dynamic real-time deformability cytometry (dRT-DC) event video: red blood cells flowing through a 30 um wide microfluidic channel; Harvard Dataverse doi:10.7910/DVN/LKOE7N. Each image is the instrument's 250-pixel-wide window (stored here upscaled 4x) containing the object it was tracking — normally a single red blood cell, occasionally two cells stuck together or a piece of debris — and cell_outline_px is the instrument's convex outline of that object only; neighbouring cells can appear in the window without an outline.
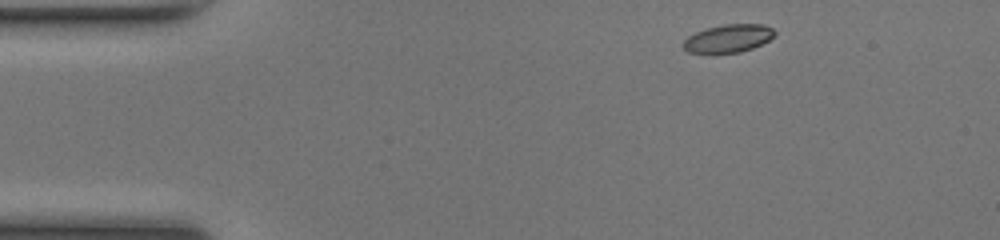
{"species": "common noctule bat (a hibernating species)", "species_latin": "Nyctalus noctula", "temperature_condition": "room temperature", "stored_images_in_passage": 44, "camera_frame_rate_fps": 3000, "um_per_image_px": 0.085, "animal": {"sex": "female", "body_mass_g": 17.0, "forearm_length_mm": 48.0}, "frame": {"image": 1, "passage_image": 1, "time_ms": 0.0, "image_size_px": [1000, 240], "cell_outline_px": [[776, 32], [768, 40], [752, 48], [740, 52], [688, 52], [684, 48], [684, 40], [688, 36], [704, 28], [724, 24], [764, 24], [772, 28]], "centroid_in_image_um": [61.91, 3.24], "position_along_channel_um": 23.1, "area_um2": 14.62}}
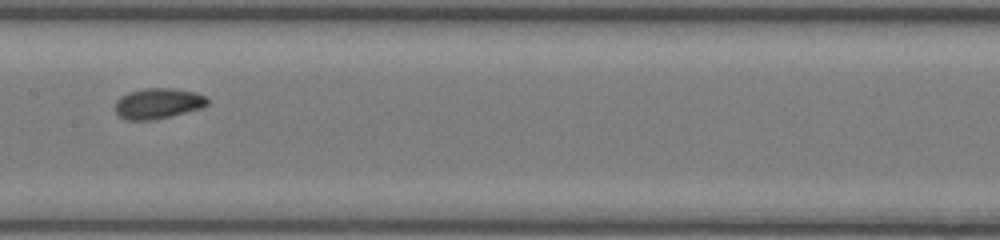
{"frame": {"image": 2, "passage_image": 19, "time_ms": 6.0, "image_size_px": [1000, 240], "cell_outline_px": [[208, 104], [200, 108], [156, 120], [124, 120], [116, 112], [116, 100], [120, 96], [128, 92], [144, 88], [172, 88], [196, 92], [204, 96], [208, 100]], "centroid_in_image_um": [13.4, 8.79], "position_along_channel_um": 194.0, "area_um2": 16.47}}
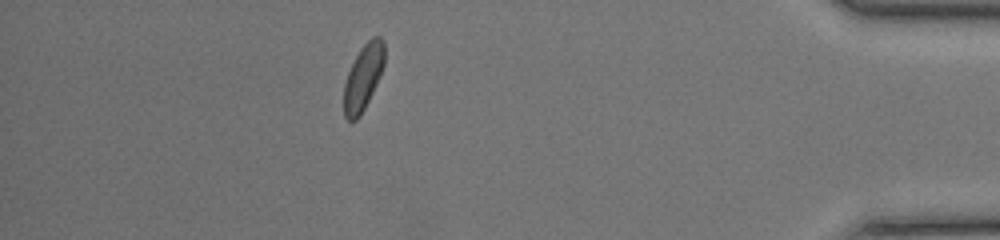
{"frame": {"image": 3, "passage_image": 38, "time_ms": 12.333, "image_size_px": [1000, 240], "cell_outline_px": [[384, 64], [372, 92], [360, 116], [356, 120], [348, 120], [344, 116], [344, 84], [348, 72], [360, 48], [372, 36], [380, 36], [384, 40]], "centroid_in_image_um": [30.87, 6.54], "position_along_channel_um": 404.3, "area_um2": 15.26}, "authors_computed_cell_mechanics": {"area_um2": 15.7216, "velocity_mm_per_s": 4.1509, "shape_relaxation_time_tau1_ms": 3.4635, "shape_relaxation_time_tau2_ms": 2.1022, "deformation_change_tau1": 0.0817, "deformation_change_tau2": 0.0625}}